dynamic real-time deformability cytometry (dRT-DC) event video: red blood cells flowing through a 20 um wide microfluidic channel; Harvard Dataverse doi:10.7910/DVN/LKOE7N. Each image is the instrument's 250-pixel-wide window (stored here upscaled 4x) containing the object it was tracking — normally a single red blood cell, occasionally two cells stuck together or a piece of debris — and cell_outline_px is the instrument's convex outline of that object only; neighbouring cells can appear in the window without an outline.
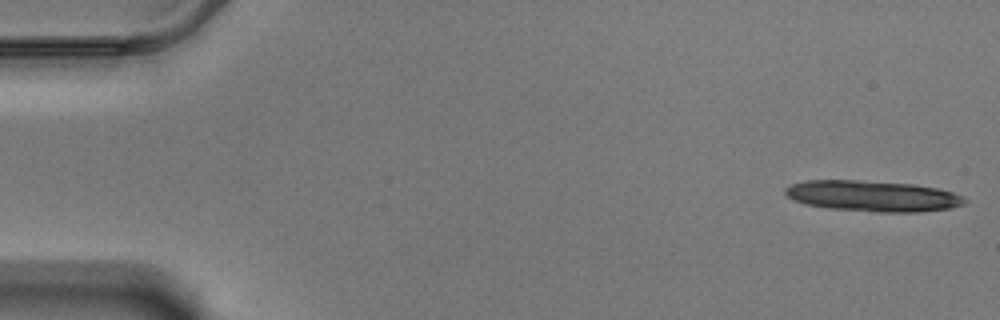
{"species": "Egyptian fruit bat (a non-hibernating species)", "species_latin": "Rousettus aegyptiacus", "temperature_condition": "warm", "stored_images_in_passage": 15, "camera_frame_rate_fps": 3000, "um_per_image_px": 0.085, "animal": {"sex": "male"}, "frame": {"image": 1, "passage_image": 1, "time_ms": 0.0, "image_size_px": [1000, 320], "cell_outline_px": [[968, 200], [964, 204], [948, 208], [920, 212], [876, 212], [828, 208], [804, 204], [792, 200], [784, 192], [784, 188], [792, 184], [804, 180], [860, 180], [912, 184], [936, 188], [952, 192]], "centroid_in_image_um": [74.12, 16.66], "position_along_channel_um": 10.9, "area_um2": 32.31}}